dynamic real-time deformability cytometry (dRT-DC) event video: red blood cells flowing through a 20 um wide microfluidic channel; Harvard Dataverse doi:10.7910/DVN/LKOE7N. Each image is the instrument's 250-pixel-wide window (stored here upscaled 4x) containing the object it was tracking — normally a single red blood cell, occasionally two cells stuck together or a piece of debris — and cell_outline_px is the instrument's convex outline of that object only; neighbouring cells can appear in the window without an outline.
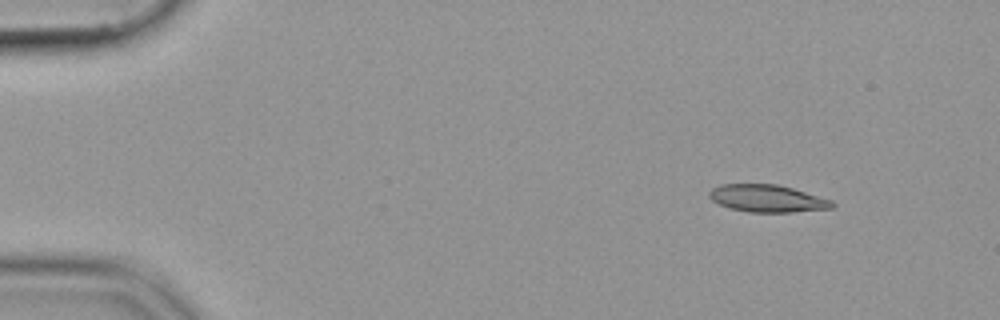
{"species": "common noctule bat (a hibernating species)", "species_latin": "Nyctalus noctula", "temperature_condition": "cold", "stored_images_in_passage": 12, "camera_frame_rate_fps": 3000, "um_per_image_px": 0.085, "animal": {"sex": "female", "body_mass_g": 19.9}, "frame": {"image": 1, "passage_image": 1, "time_ms": 0.0, "image_size_px": [1000, 320], "cell_outline_px": [[836, 204], [832, 208], [792, 212], [748, 212], [732, 208], [720, 204], [712, 200], [708, 196], [708, 192], [712, 188], [720, 184], [776, 184], [792, 188], [832, 200]], "centroid_in_image_um": [65.21, 16.86], "position_along_channel_um": 19.8, "area_um2": 19.48}}
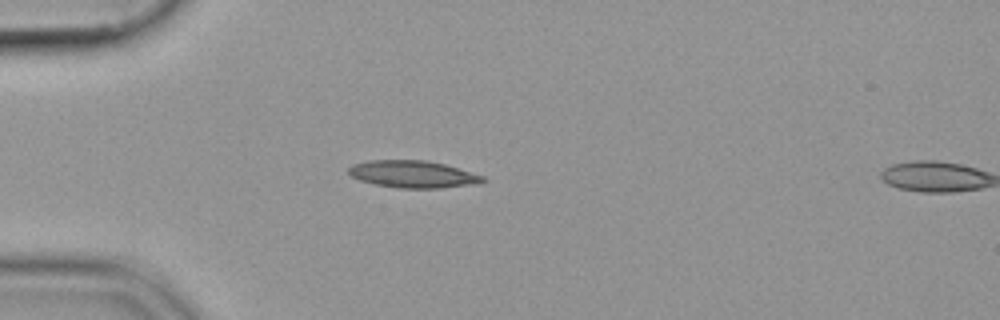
{"frame": {"image": 2, "passage_image": 10, "time_ms": 3.0, "image_size_px": [1000, 320], "cell_outline_px": [[488, 180], [480, 184], [440, 188], [400, 188], [376, 184], [360, 180], [352, 176], [348, 172], [348, 168], [352, 164], [368, 160], [428, 160], [444, 164], [484, 176]], "centroid_in_image_um": [35.13, 14.8], "position_along_channel_um": 49.9, "area_um2": 21.33}}